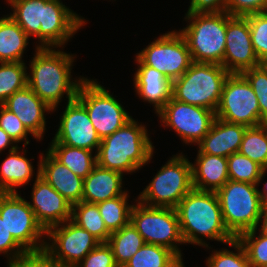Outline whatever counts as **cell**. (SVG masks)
I'll list each match as a JSON object with an SVG mask.
<instances>
[{
  "label": "cell",
  "mask_w": 267,
  "mask_h": 267,
  "mask_svg": "<svg viewBox=\"0 0 267 267\" xmlns=\"http://www.w3.org/2000/svg\"><path fill=\"white\" fill-rule=\"evenodd\" d=\"M256 231L257 228L244 232L236 239L243 246L251 267H267V237L257 236Z\"/></svg>",
  "instance_id": "35"
},
{
  "label": "cell",
  "mask_w": 267,
  "mask_h": 267,
  "mask_svg": "<svg viewBox=\"0 0 267 267\" xmlns=\"http://www.w3.org/2000/svg\"><path fill=\"white\" fill-rule=\"evenodd\" d=\"M229 74L219 64L192 62L181 77L172 81V98L216 112Z\"/></svg>",
  "instance_id": "6"
},
{
  "label": "cell",
  "mask_w": 267,
  "mask_h": 267,
  "mask_svg": "<svg viewBox=\"0 0 267 267\" xmlns=\"http://www.w3.org/2000/svg\"><path fill=\"white\" fill-rule=\"evenodd\" d=\"M76 98L84 105L90 121L102 140L124 126L132 117L103 86L84 78Z\"/></svg>",
  "instance_id": "10"
},
{
  "label": "cell",
  "mask_w": 267,
  "mask_h": 267,
  "mask_svg": "<svg viewBox=\"0 0 267 267\" xmlns=\"http://www.w3.org/2000/svg\"><path fill=\"white\" fill-rule=\"evenodd\" d=\"M228 245L237 250V253L228 249L214 251L207 259L208 267H251L243 246L237 239H234Z\"/></svg>",
  "instance_id": "37"
},
{
  "label": "cell",
  "mask_w": 267,
  "mask_h": 267,
  "mask_svg": "<svg viewBox=\"0 0 267 267\" xmlns=\"http://www.w3.org/2000/svg\"><path fill=\"white\" fill-rule=\"evenodd\" d=\"M122 179L123 174L96 164L84 179L82 201L97 204L127 194L122 190Z\"/></svg>",
  "instance_id": "23"
},
{
  "label": "cell",
  "mask_w": 267,
  "mask_h": 267,
  "mask_svg": "<svg viewBox=\"0 0 267 267\" xmlns=\"http://www.w3.org/2000/svg\"><path fill=\"white\" fill-rule=\"evenodd\" d=\"M9 149V156L0 167V193H17V187L27 185L33 176V165L26 156L18 151Z\"/></svg>",
  "instance_id": "25"
},
{
  "label": "cell",
  "mask_w": 267,
  "mask_h": 267,
  "mask_svg": "<svg viewBox=\"0 0 267 267\" xmlns=\"http://www.w3.org/2000/svg\"><path fill=\"white\" fill-rule=\"evenodd\" d=\"M75 267H118L111 247L106 243H99Z\"/></svg>",
  "instance_id": "40"
},
{
  "label": "cell",
  "mask_w": 267,
  "mask_h": 267,
  "mask_svg": "<svg viewBox=\"0 0 267 267\" xmlns=\"http://www.w3.org/2000/svg\"><path fill=\"white\" fill-rule=\"evenodd\" d=\"M247 128L244 125L228 123L216 117L208 133L197 144L198 153L228 158L239 151Z\"/></svg>",
  "instance_id": "20"
},
{
  "label": "cell",
  "mask_w": 267,
  "mask_h": 267,
  "mask_svg": "<svg viewBox=\"0 0 267 267\" xmlns=\"http://www.w3.org/2000/svg\"><path fill=\"white\" fill-rule=\"evenodd\" d=\"M139 65L134 74V88L141 99L154 104L158 113L172 97V81L162 72L146 66L137 56Z\"/></svg>",
  "instance_id": "22"
},
{
  "label": "cell",
  "mask_w": 267,
  "mask_h": 267,
  "mask_svg": "<svg viewBox=\"0 0 267 267\" xmlns=\"http://www.w3.org/2000/svg\"><path fill=\"white\" fill-rule=\"evenodd\" d=\"M51 143H61L97 152L101 139L88 116L84 105L75 98L67 102L59 128Z\"/></svg>",
  "instance_id": "16"
},
{
  "label": "cell",
  "mask_w": 267,
  "mask_h": 267,
  "mask_svg": "<svg viewBox=\"0 0 267 267\" xmlns=\"http://www.w3.org/2000/svg\"><path fill=\"white\" fill-rule=\"evenodd\" d=\"M216 117L233 124L256 127L265 124L260 119L258 98L241 73H230L227 77Z\"/></svg>",
  "instance_id": "12"
},
{
  "label": "cell",
  "mask_w": 267,
  "mask_h": 267,
  "mask_svg": "<svg viewBox=\"0 0 267 267\" xmlns=\"http://www.w3.org/2000/svg\"><path fill=\"white\" fill-rule=\"evenodd\" d=\"M136 56L146 66L162 72L171 81L181 77L192 63L187 43L177 31L159 36Z\"/></svg>",
  "instance_id": "14"
},
{
  "label": "cell",
  "mask_w": 267,
  "mask_h": 267,
  "mask_svg": "<svg viewBox=\"0 0 267 267\" xmlns=\"http://www.w3.org/2000/svg\"><path fill=\"white\" fill-rule=\"evenodd\" d=\"M13 13L11 18L30 38L40 41L37 47L57 48L84 26L85 19L66 7L61 0H6ZM41 44V45H40Z\"/></svg>",
  "instance_id": "1"
},
{
  "label": "cell",
  "mask_w": 267,
  "mask_h": 267,
  "mask_svg": "<svg viewBox=\"0 0 267 267\" xmlns=\"http://www.w3.org/2000/svg\"><path fill=\"white\" fill-rule=\"evenodd\" d=\"M260 234L267 237V204H263L262 212L257 223V227L260 226Z\"/></svg>",
  "instance_id": "46"
},
{
  "label": "cell",
  "mask_w": 267,
  "mask_h": 267,
  "mask_svg": "<svg viewBox=\"0 0 267 267\" xmlns=\"http://www.w3.org/2000/svg\"><path fill=\"white\" fill-rule=\"evenodd\" d=\"M130 223L141 234L146 244L167 247L183 260L177 246L184 244V241L176 209L152 207L139 201L132 207Z\"/></svg>",
  "instance_id": "9"
},
{
  "label": "cell",
  "mask_w": 267,
  "mask_h": 267,
  "mask_svg": "<svg viewBox=\"0 0 267 267\" xmlns=\"http://www.w3.org/2000/svg\"><path fill=\"white\" fill-rule=\"evenodd\" d=\"M225 12L240 17L267 12V0H228Z\"/></svg>",
  "instance_id": "42"
},
{
  "label": "cell",
  "mask_w": 267,
  "mask_h": 267,
  "mask_svg": "<svg viewBox=\"0 0 267 267\" xmlns=\"http://www.w3.org/2000/svg\"><path fill=\"white\" fill-rule=\"evenodd\" d=\"M48 151L74 174L85 179L97 164L96 154L92 151L71 147L61 143H51Z\"/></svg>",
  "instance_id": "27"
},
{
  "label": "cell",
  "mask_w": 267,
  "mask_h": 267,
  "mask_svg": "<svg viewBox=\"0 0 267 267\" xmlns=\"http://www.w3.org/2000/svg\"><path fill=\"white\" fill-rule=\"evenodd\" d=\"M258 98L260 119L267 123V68L262 63L259 66L245 70L241 73Z\"/></svg>",
  "instance_id": "36"
},
{
  "label": "cell",
  "mask_w": 267,
  "mask_h": 267,
  "mask_svg": "<svg viewBox=\"0 0 267 267\" xmlns=\"http://www.w3.org/2000/svg\"><path fill=\"white\" fill-rule=\"evenodd\" d=\"M123 267H185L182 260L169 248L144 244Z\"/></svg>",
  "instance_id": "28"
},
{
  "label": "cell",
  "mask_w": 267,
  "mask_h": 267,
  "mask_svg": "<svg viewBox=\"0 0 267 267\" xmlns=\"http://www.w3.org/2000/svg\"><path fill=\"white\" fill-rule=\"evenodd\" d=\"M72 56L60 50L55 51L52 47H36L35 55L30 61L31 75H27V86L53 111L64 94L67 95L68 102L76 98L79 85L85 78L71 79V66L74 62Z\"/></svg>",
  "instance_id": "3"
},
{
  "label": "cell",
  "mask_w": 267,
  "mask_h": 267,
  "mask_svg": "<svg viewBox=\"0 0 267 267\" xmlns=\"http://www.w3.org/2000/svg\"><path fill=\"white\" fill-rule=\"evenodd\" d=\"M148 135L146 127L132 118L101 140L96 154L97 164L121 174L139 170L153 156L154 146Z\"/></svg>",
  "instance_id": "4"
},
{
  "label": "cell",
  "mask_w": 267,
  "mask_h": 267,
  "mask_svg": "<svg viewBox=\"0 0 267 267\" xmlns=\"http://www.w3.org/2000/svg\"><path fill=\"white\" fill-rule=\"evenodd\" d=\"M26 69L24 62H0V104L27 86Z\"/></svg>",
  "instance_id": "33"
},
{
  "label": "cell",
  "mask_w": 267,
  "mask_h": 267,
  "mask_svg": "<svg viewBox=\"0 0 267 267\" xmlns=\"http://www.w3.org/2000/svg\"><path fill=\"white\" fill-rule=\"evenodd\" d=\"M259 196L262 199L263 204H267V182L264 184L262 190H258Z\"/></svg>",
  "instance_id": "47"
},
{
  "label": "cell",
  "mask_w": 267,
  "mask_h": 267,
  "mask_svg": "<svg viewBox=\"0 0 267 267\" xmlns=\"http://www.w3.org/2000/svg\"><path fill=\"white\" fill-rule=\"evenodd\" d=\"M0 216L13 238L29 254L43 253L46 241L40 239L46 231L37 221L27 200L18 193H0Z\"/></svg>",
  "instance_id": "11"
},
{
  "label": "cell",
  "mask_w": 267,
  "mask_h": 267,
  "mask_svg": "<svg viewBox=\"0 0 267 267\" xmlns=\"http://www.w3.org/2000/svg\"><path fill=\"white\" fill-rule=\"evenodd\" d=\"M184 244L209 247L204 238L225 244L236 239L227 229L216 192L192 189L175 208Z\"/></svg>",
  "instance_id": "2"
},
{
  "label": "cell",
  "mask_w": 267,
  "mask_h": 267,
  "mask_svg": "<svg viewBox=\"0 0 267 267\" xmlns=\"http://www.w3.org/2000/svg\"><path fill=\"white\" fill-rule=\"evenodd\" d=\"M262 64L253 48L246 17L227 13V31L223 67L229 73H242Z\"/></svg>",
  "instance_id": "17"
},
{
  "label": "cell",
  "mask_w": 267,
  "mask_h": 267,
  "mask_svg": "<svg viewBox=\"0 0 267 267\" xmlns=\"http://www.w3.org/2000/svg\"><path fill=\"white\" fill-rule=\"evenodd\" d=\"M257 186L229 179L216 192L224 223L235 238L257 228L263 208Z\"/></svg>",
  "instance_id": "7"
},
{
  "label": "cell",
  "mask_w": 267,
  "mask_h": 267,
  "mask_svg": "<svg viewBox=\"0 0 267 267\" xmlns=\"http://www.w3.org/2000/svg\"><path fill=\"white\" fill-rule=\"evenodd\" d=\"M0 127L14 139L16 143L25 141L24 147L29 144L27 134H31L19 118L0 104Z\"/></svg>",
  "instance_id": "39"
},
{
  "label": "cell",
  "mask_w": 267,
  "mask_h": 267,
  "mask_svg": "<svg viewBox=\"0 0 267 267\" xmlns=\"http://www.w3.org/2000/svg\"><path fill=\"white\" fill-rule=\"evenodd\" d=\"M2 105L19 118L36 140L43 138L46 126L44 113L53 111V109L28 86L16 91Z\"/></svg>",
  "instance_id": "19"
},
{
  "label": "cell",
  "mask_w": 267,
  "mask_h": 267,
  "mask_svg": "<svg viewBox=\"0 0 267 267\" xmlns=\"http://www.w3.org/2000/svg\"><path fill=\"white\" fill-rule=\"evenodd\" d=\"M265 66H266V68H267V60L263 63Z\"/></svg>",
  "instance_id": "48"
},
{
  "label": "cell",
  "mask_w": 267,
  "mask_h": 267,
  "mask_svg": "<svg viewBox=\"0 0 267 267\" xmlns=\"http://www.w3.org/2000/svg\"><path fill=\"white\" fill-rule=\"evenodd\" d=\"M107 244L112 249L118 267H123L145 242L137 229L129 223L120 230L111 233Z\"/></svg>",
  "instance_id": "29"
},
{
  "label": "cell",
  "mask_w": 267,
  "mask_h": 267,
  "mask_svg": "<svg viewBox=\"0 0 267 267\" xmlns=\"http://www.w3.org/2000/svg\"><path fill=\"white\" fill-rule=\"evenodd\" d=\"M187 27L179 33L185 39L192 62L213 63L223 66L225 54L227 12H187Z\"/></svg>",
  "instance_id": "5"
},
{
  "label": "cell",
  "mask_w": 267,
  "mask_h": 267,
  "mask_svg": "<svg viewBox=\"0 0 267 267\" xmlns=\"http://www.w3.org/2000/svg\"><path fill=\"white\" fill-rule=\"evenodd\" d=\"M238 152L259 164L263 169L267 168V123L248 127Z\"/></svg>",
  "instance_id": "32"
},
{
  "label": "cell",
  "mask_w": 267,
  "mask_h": 267,
  "mask_svg": "<svg viewBox=\"0 0 267 267\" xmlns=\"http://www.w3.org/2000/svg\"><path fill=\"white\" fill-rule=\"evenodd\" d=\"M192 189L191 162L182 153L176 154L162 165L136 201L152 207L175 209Z\"/></svg>",
  "instance_id": "8"
},
{
  "label": "cell",
  "mask_w": 267,
  "mask_h": 267,
  "mask_svg": "<svg viewBox=\"0 0 267 267\" xmlns=\"http://www.w3.org/2000/svg\"><path fill=\"white\" fill-rule=\"evenodd\" d=\"M164 126L173 129L185 144H198L210 130L215 111L171 99L157 113Z\"/></svg>",
  "instance_id": "15"
},
{
  "label": "cell",
  "mask_w": 267,
  "mask_h": 267,
  "mask_svg": "<svg viewBox=\"0 0 267 267\" xmlns=\"http://www.w3.org/2000/svg\"><path fill=\"white\" fill-rule=\"evenodd\" d=\"M8 267H63L50 260L44 253L29 254Z\"/></svg>",
  "instance_id": "44"
},
{
  "label": "cell",
  "mask_w": 267,
  "mask_h": 267,
  "mask_svg": "<svg viewBox=\"0 0 267 267\" xmlns=\"http://www.w3.org/2000/svg\"><path fill=\"white\" fill-rule=\"evenodd\" d=\"M45 156L39 158L40 176L72 205L81 202L84 179L74 174L49 151Z\"/></svg>",
  "instance_id": "21"
},
{
  "label": "cell",
  "mask_w": 267,
  "mask_h": 267,
  "mask_svg": "<svg viewBox=\"0 0 267 267\" xmlns=\"http://www.w3.org/2000/svg\"><path fill=\"white\" fill-rule=\"evenodd\" d=\"M251 41L261 63L267 60V12L247 16Z\"/></svg>",
  "instance_id": "38"
},
{
  "label": "cell",
  "mask_w": 267,
  "mask_h": 267,
  "mask_svg": "<svg viewBox=\"0 0 267 267\" xmlns=\"http://www.w3.org/2000/svg\"><path fill=\"white\" fill-rule=\"evenodd\" d=\"M228 176L230 180L259 185L264 180L267 168L263 169L259 164L240 154L233 153L227 158Z\"/></svg>",
  "instance_id": "34"
},
{
  "label": "cell",
  "mask_w": 267,
  "mask_h": 267,
  "mask_svg": "<svg viewBox=\"0 0 267 267\" xmlns=\"http://www.w3.org/2000/svg\"><path fill=\"white\" fill-rule=\"evenodd\" d=\"M11 144H16V142L0 127V152L6 149L9 145L11 146V150H14L18 147L17 144L16 146H12Z\"/></svg>",
  "instance_id": "45"
},
{
  "label": "cell",
  "mask_w": 267,
  "mask_h": 267,
  "mask_svg": "<svg viewBox=\"0 0 267 267\" xmlns=\"http://www.w3.org/2000/svg\"><path fill=\"white\" fill-rule=\"evenodd\" d=\"M191 173L194 189L217 192L229 180L227 157L198 153Z\"/></svg>",
  "instance_id": "24"
},
{
  "label": "cell",
  "mask_w": 267,
  "mask_h": 267,
  "mask_svg": "<svg viewBox=\"0 0 267 267\" xmlns=\"http://www.w3.org/2000/svg\"><path fill=\"white\" fill-rule=\"evenodd\" d=\"M29 37L10 15L0 17V62H24Z\"/></svg>",
  "instance_id": "26"
},
{
  "label": "cell",
  "mask_w": 267,
  "mask_h": 267,
  "mask_svg": "<svg viewBox=\"0 0 267 267\" xmlns=\"http://www.w3.org/2000/svg\"><path fill=\"white\" fill-rule=\"evenodd\" d=\"M228 0H191L187 12L219 13L225 11Z\"/></svg>",
  "instance_id": "43"
},
{
  "label": "cell",
  "mask_w": 267,
  "mask_h": 267,
  "mask_svg": "<svg viewBox=\"0 0 267 267\" xmlns=\"http://www.w3.org/2000/svg\"><path fill=\"white\" fill-rule=\"evenodd\" d=\"M128 197V194H122L113 199L97 203L100 215L110 233L118 231L130 223L133 205L128 204Z\"/></svg>",
  "instance_id": "31"
},
{
  "label": "cell",
  "mask_w": 267,
  "mask_h": 267,
  "mask_svg": "<svg viewBox=\"0 0 267 267\" xmlns=\"http://www.w3.org/2000/svg\"><path fill=\"white\" fill-rule=\"evenodd\" d=\"M91 233L100 243H106L111 233L107 230L97 204L78 202L72 205V219Z\"/></svg>",
  "instance_id": "30"
},
{
  "label": "cell",
  "mask_w": 267,
  "mask_h": 267,
  "mask_svg": "<svg viewBox=\"0 0 267 267\" xmlns=\"http://www.w3.org/2000/svg\"><path fill=\"white\" fill-rule=\"evenodd\" d=\"M10 252V253H9ZM0 253H9L8 266L18 262L21 258L29 255V253L13 238L8 231L4 219L0 216Z\"/></svg>",
  "instance_id": "41"
},
{
  "label": "cell",
  "mask_w": 267,
  "mask_h": 267,
  "mask_svg": "<svg viewBox=\"0 0 267 267\" xmlns=\"http://www.w3.org/2000/svg\"><path fill=\"white\" fill-rule=\"evenodd\" d=\"M38 163L31 195L33 203H28L39 224L47 231L72 219V204L40 176V160Z\"/></svg>",
  "instance_id": "18"
},
{
  "label": "cell",
  "mask_w": 267,
  "mask_h": 267,
  "mask_svg": "<svg viewBox=\"0 0 267 267\" xmlns=\"http://www.w3.org/2000/svg\"><path fill=\"white\" fill-rule=\"evenodd\" d=\"M45 236L52 243H45L43 253L63 267H75L100 243L72 220L51 227Z\"/></svg>",
  "instance_id": "13"
}]
</instances>
